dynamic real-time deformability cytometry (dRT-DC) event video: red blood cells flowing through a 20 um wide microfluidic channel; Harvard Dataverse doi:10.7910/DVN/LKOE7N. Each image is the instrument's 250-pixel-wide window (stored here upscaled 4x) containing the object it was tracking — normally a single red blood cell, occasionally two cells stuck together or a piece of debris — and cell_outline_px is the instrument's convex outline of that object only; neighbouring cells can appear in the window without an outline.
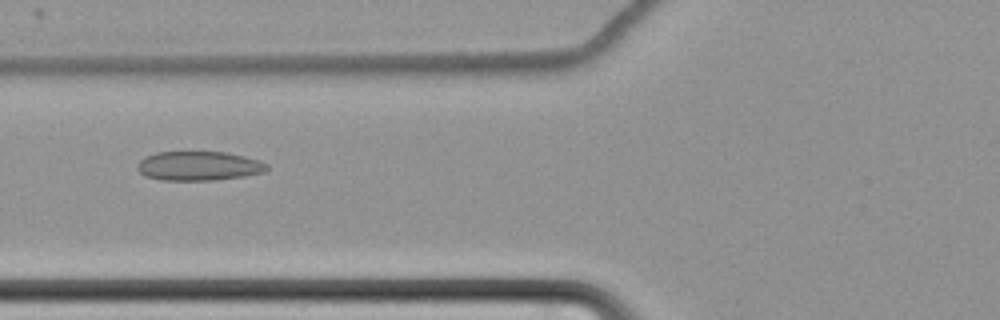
{"species": "common noctule bat (a hibernating species)", "species_latin": "Nyctalus noctula", "temperature_condition": "cold", "stored_images_in_passage": 61, "camera_frame_rate_fps": 3000, "um_per_image_px": 0.085, "animal": {"sex": "female", "body_mass_g": 22.7, "forearm_length_mm": 54.2}, "frame": {"image": 1, "passage_image": 26, "time_ms": 8.333, "image_size_px": [1000, 320], "cell_outline_px": [[268, 168], [264, 172], [244, 176], [216, 180], [160, 180], [144, 176], [136, 168], [136, 164], [144, 156], [156, 152], [224, 152], [244, 156], [260, 160], [268, 164]], "centroid_in_image_um": [16.87, 14.1], "position_along_channel_um": 108.9, "area_um2": 22.25}}
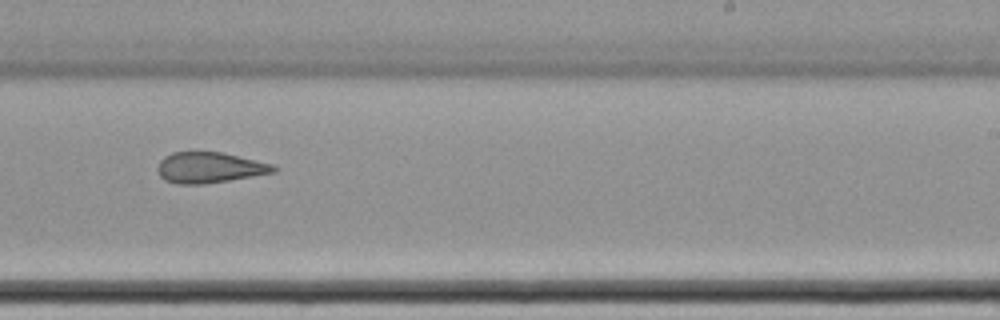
{"frame": {"image": 2, "passage_image": 40, "time_ms": 13.0, "image_size_px": [1000, 320], "cell_outline_px": [[276, 172], [204, 184], [176, 184], [164, 180], [160, 176], [156, 168], [160, 160], [164, 156], [172, 152], [224, 152], [272, 164], [276, 168]], "centroid_in_image_um": [17.76, 14.24], "position_along_channel_um": 271.2, "area_um2": 20.81}}
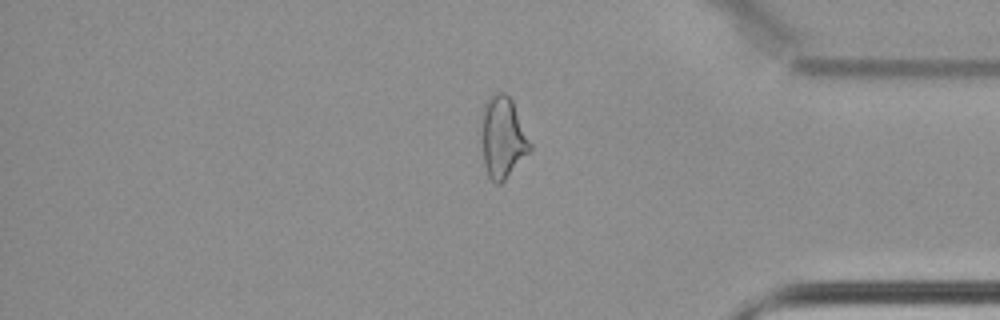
{"frame": {"image": 3, "passage_image": 52, "time_ms": 17.0, "image_size_px": [1000, 320], "cell_outline_px": [[532, 148], [504, 180], [500, 184], [496, 184], [488, 176], [484, 164], [484, 104], [492, 92], [504, 92], [512, 100], [532, 144]], "centroid_in_image_um": [42.77, 11.66], "position_along_channel_um": 392.4, "area_um2": 22.25}, "authors_computed_cell_mechanics": {"area_um2": 24.6806, "velocity_mm_per_s": 3.4813, "shape_relaxation_time_tau1_ms": null, "shape_relaxation_time_tau2_ms": 4.2088, "deformation_change_tau1": null, "deformation_change_tau2": 0.1162}}